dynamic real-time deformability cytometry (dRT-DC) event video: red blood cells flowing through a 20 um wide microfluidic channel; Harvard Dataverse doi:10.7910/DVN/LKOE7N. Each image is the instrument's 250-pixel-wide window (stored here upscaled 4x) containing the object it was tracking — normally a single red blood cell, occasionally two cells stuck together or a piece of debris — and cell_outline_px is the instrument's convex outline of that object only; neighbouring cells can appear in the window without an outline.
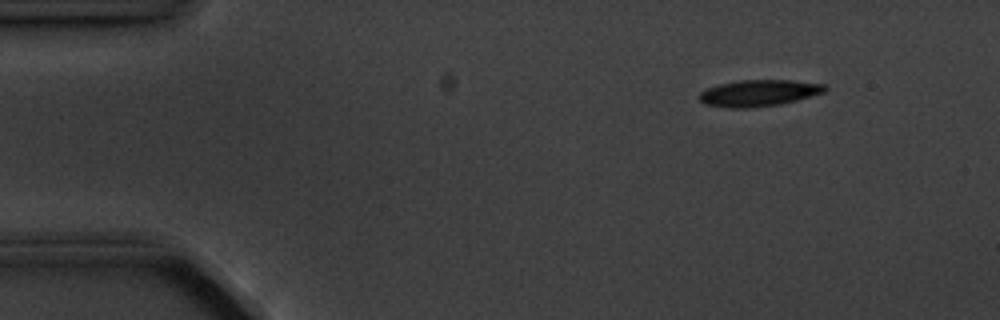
{"species": "common noctule bat (a hibernating species)", "species_latin": "Nyctalus noctula", "temperature_condition": "cold", "stored_images_in_passage": 4, "camera_frame_rate_fps": 3000, "um_per_image_px": 0.085, "animal": {"sex": "male", "body_mass_g": 20.1, "forearm_length_mm": 53.5}, "frame": {"image": 1, "passage_image": 2, "time_ms": 1.0, "image_size_px": [1000, 320], "cell_outline_px": [[828, 88], [824, 92], [796, 100], [780, 104], [752, 108], [728, 108], [704, 104], [696, 96], [700, 92], [708, 88], [720, 84], [740, 80], [792, 80], [824, 84]], "centroid_in_image_um": [64.47, 7.91], "position_along_channel_um": 20.5, "area_um2": 19.42}}